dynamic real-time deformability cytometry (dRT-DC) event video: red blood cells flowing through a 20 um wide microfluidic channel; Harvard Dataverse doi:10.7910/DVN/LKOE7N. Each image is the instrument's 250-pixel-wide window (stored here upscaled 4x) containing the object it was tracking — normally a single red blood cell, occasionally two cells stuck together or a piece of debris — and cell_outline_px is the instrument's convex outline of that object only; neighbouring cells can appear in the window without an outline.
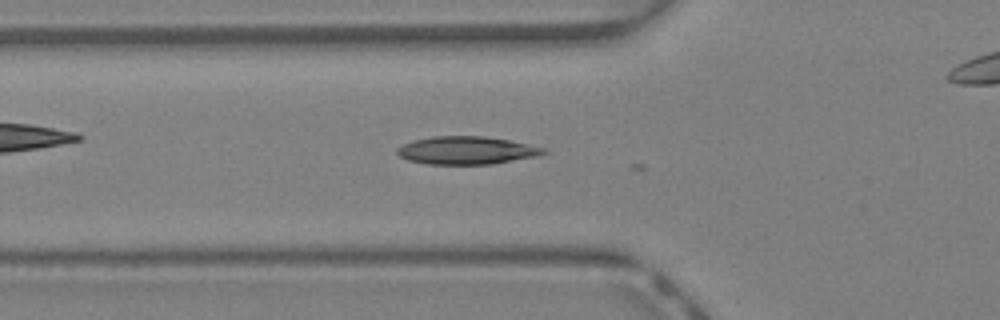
{"species": "Egyptian fruit bat (a non-hibernating species)", "species_latin": "Rousettus aegyptiacus", "temperature_condition": "warm", "stored_images_in_passage": 24, "camera_frame_rate_fps": 3000, "um_per_image_px": 0.085, "animal": {"sex": "female"}, "frame": {"image": 1, "passage_image": 18, "time_ms": 5.667, "image_size_px": [1000, 320], "cell_outline_px": [[548, 152], [540, 156], [492, 164], [424, 164], [408, 160], [400, 156], [396, 152], [396, 148], [404, 144], [416, 140], [432, 136], [484, 136], [508, 140], [544, 148]], "centroid_in_image_um": [39.66, 12.79], "position_along_channel_um": 86.1, "area_um2": 23.76}}
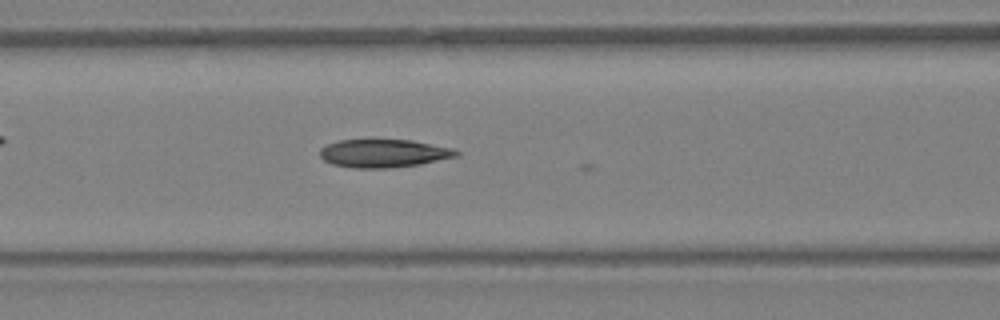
{"frame": {"image": 2, "passage_image": 21, "time_ms": 6.667, "image_size_px": [1000, 320], "cell_outline_px": [[460, 156], [420, 164], [388, 168], [352, 168], [332, 164], [324, 160], [320, 156], [320, 148], [328, 144], [340, 140], [368, 136], [372, 136], [412, 140], [452, 148], [460, 152]], "centroid_in_image_um": [32.59, 12.98], "position_along_channel_um": 134.0, "area_um2": 23.47}}
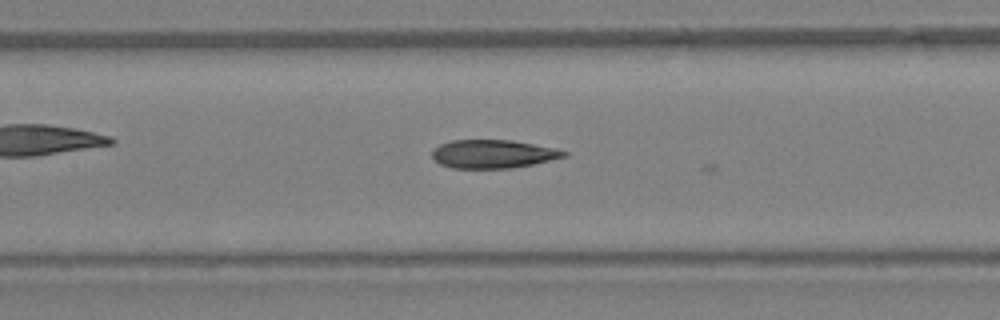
{"frame": {"image": 3, "passage_image": 23, "time_ms": 7.333, "image_size_px": [1000, 320], "cell_outline_px": [[568, 156], [532, 164], [512, 168], [452, 168], [440, 164], [432, 156], [432, 148], [440, 144], [452, 140], [512, 140], [552, 148], [568, 152]], "centroid_in_image_um": [41.87, 13.09], "position_along_channel_um": 165.5, "area_um2": 21.68}}